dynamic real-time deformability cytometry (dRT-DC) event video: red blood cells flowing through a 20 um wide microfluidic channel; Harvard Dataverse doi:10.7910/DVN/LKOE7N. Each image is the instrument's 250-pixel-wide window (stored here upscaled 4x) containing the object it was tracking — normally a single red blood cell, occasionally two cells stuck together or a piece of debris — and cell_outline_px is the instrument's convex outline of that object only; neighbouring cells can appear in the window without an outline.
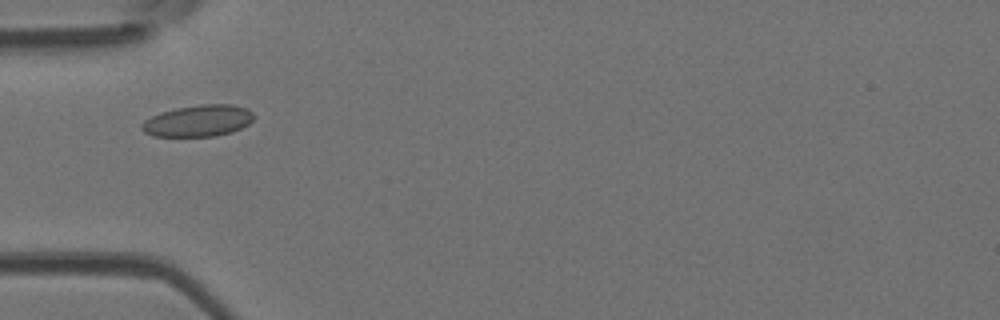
{"species": "Egyptian fruit bat (a non-hibernating species)", "species_latin": "Rousettus aegyptiacus", "temperature_condition": "room temperature", "stored_images_in_passage": 42, "camera_frame_rate_fps": 3000, "um_per_image_px": 0.085, "animal": {"sex": "female"}, "frame": {"image": 1, "passage_image": 11, "time_ms": 3.333, "image_size_px": [1000, 320], "cell_outline_px": [[256, 116], [248, 124], [232, 132], [216, 136], [152, 136], [144, 132], [140, 128], [140, 124], [144, 120], [160, 112], [176, 108], [204, 104], [232, 104], [248, 108]], "centroid_in_image_um": [16.85, 10.26], "position_along_channel_um": 68.2, "area_um2": 20.75}}
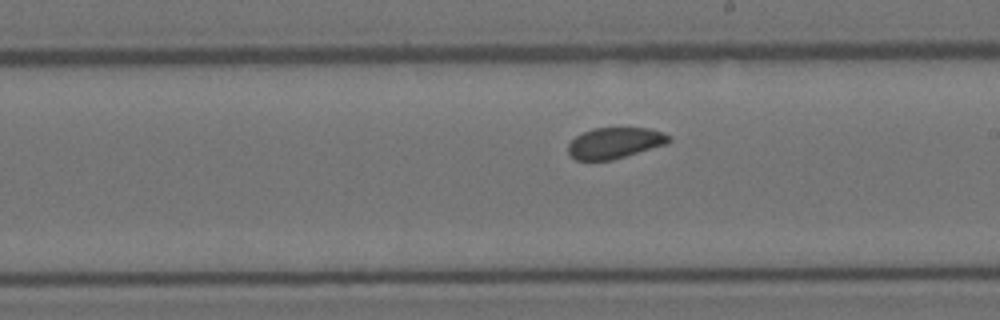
{"frame": {"image": 2, "passage_image": 24, "time_ms": 7.667, "image_size_px": [1000, 320], "cell_outline_px": [[672, 140], [668, 144], [612, 160], [576, 160], [568, 152], [568, 144], [576, 136], [592, 128], [648, 128], [664, 132], [672, 136]], "centroid_in_image_um": [52.31, 12.15], "position_along_channel_um": 236.7, "area_um2": 18.32}}
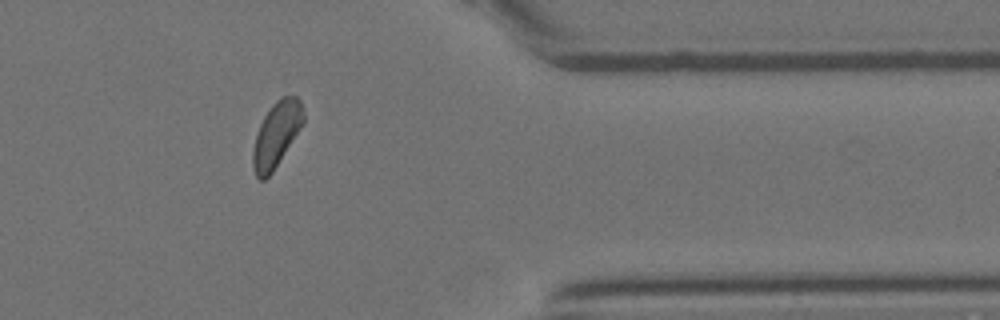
{"frame": {"image": 3, "passage_image": 37, "time_ms": 12.0, "image_size_px": [1000, 320], "cell_outline_px": [[304, 120], [300, 128], [272, 172], [264, 180], [260, 180], [256, 176], [252, 168], [252, 152], [256, 136], [260, 124], [264, 116], [272, 104], [280, 96], [296, 96], [300, 100], [304, 112]], "centroid_in_image_um": [23.48, 11.41], "position_along_channel_um": 387.9, "area_um2": 18.9}}